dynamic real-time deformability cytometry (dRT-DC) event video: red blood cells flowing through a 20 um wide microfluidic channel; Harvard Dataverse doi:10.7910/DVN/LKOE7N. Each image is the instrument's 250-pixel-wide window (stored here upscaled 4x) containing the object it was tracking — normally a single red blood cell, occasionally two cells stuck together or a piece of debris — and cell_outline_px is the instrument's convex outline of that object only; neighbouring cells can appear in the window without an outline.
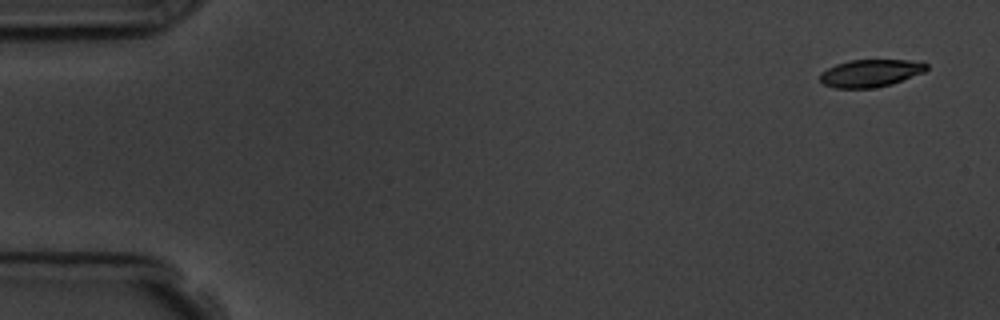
{"species": "common noctule bat (a hibernating species)", "species_latin": "Nyctalus noctula", "temperature_condition": "room temperature", "stored_images_in_passage": 5, "camera_frame_rate_fps": 3000, "um_per_image_px": 0.085, "animal": {"sex": "male", "body_mass_g": 19.5, "forearm_length_mm": 54.6}, "frame": {"image": 1, "passage_image": 1, "time_ms": 0.0, "image_size_px": [1000, 320], "cell_outline_px": [[928, 68], [924, 72], [892, 84], [876, 88], [836, 88], [824, 84], [820, 80], [820, 72], [836, 64], [852, 60], [924, 60], [928, 64]], "centroid_in_image_um": [74.04, 6.21], "position_along_channel_um": 11.0, "area_um2": 17.22}}
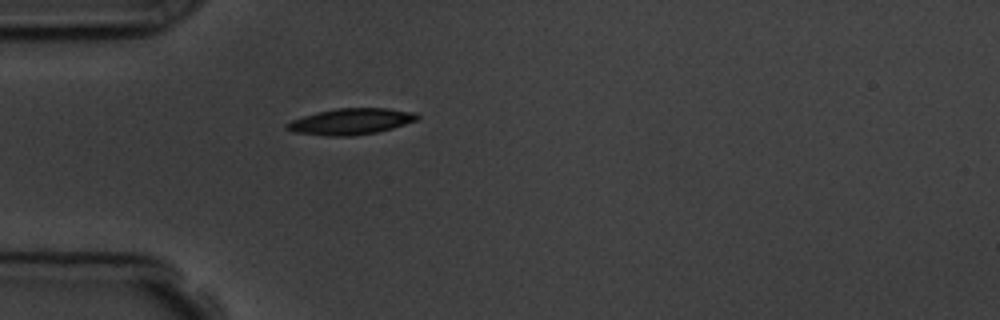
{"frame": {"image": 2, "passage_image": 5, "time_ms": 4.667, "image_size_px": [1000, 320], "cell_outline_px": [[420, 116], [416, 120], [392, 128], [376, 132], [352, 136], [324, 136], [296, 132], [284, 128], [284, 124], [292, 120], [316, 112], [336, 108], [388, 108], [416, 112]], "centroid_in_image_um": [29.81, 10.32], "position_along_channel_um": 55.2, "area_um2": 19.88}}